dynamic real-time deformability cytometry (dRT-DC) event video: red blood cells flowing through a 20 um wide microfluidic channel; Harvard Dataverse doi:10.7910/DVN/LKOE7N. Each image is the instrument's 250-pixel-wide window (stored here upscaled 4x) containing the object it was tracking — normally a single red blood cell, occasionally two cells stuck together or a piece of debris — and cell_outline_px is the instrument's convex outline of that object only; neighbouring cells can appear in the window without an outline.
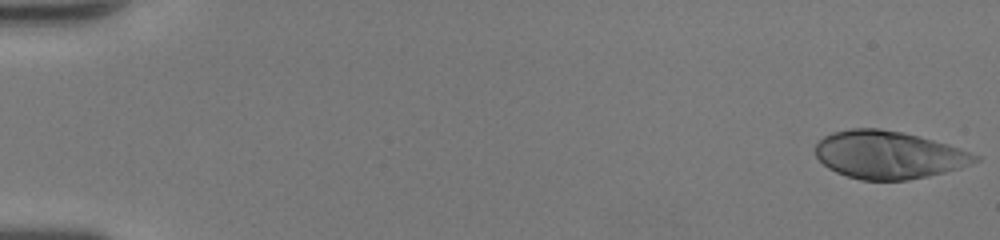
{"species": "human", "species_latin": "Homo sapiens", "temperature_condition": "room temperature", "stored_images_in_passage": 49, "camera_frame_rate_fps": 3000, "um_per_image_px": 0.085, "donor": {"sex": "female"}, "frame": {"image": 1, "passage_image": 1, "time_ms": 0.0, "image_size_px": [1000, 240], "cell_outline_px": [[980, 160], [960, 168], [928, 176], [908, 180], [860, 180], [836, 172], [828, 168], [816, 156], [816, 144], [824, 136], [832, 132], [852, 128], [880, 128], [900, 132], [948, 144], [960, 148], [980, 156]], "centroid_in_image_um": [75.53, 13.16], "position_along_channel_um": 9.5, "area_um2": 44.22}}
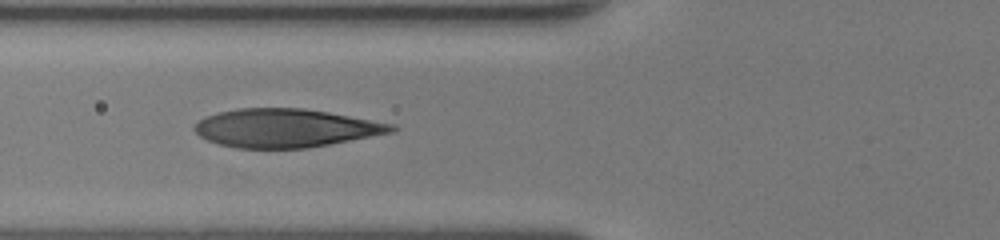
{"frame": {"image": 2, "passage_image": 20, "time_ms": 6.333, "image_size_px": [1000, 240], "cell_outline_px": [[400, 128], [396, 132], [308, 148], [236, 148], [220, 144], [208, 140], [200, 136], [192, 128], [204, 116], [216, 112], [236, 108], [304, 108], [328, 112], [396, 124]], "centroid_in_image_um": [24.32, 10.88], "position_along_channel_um": 101.5, "area_um2": 44.45}}
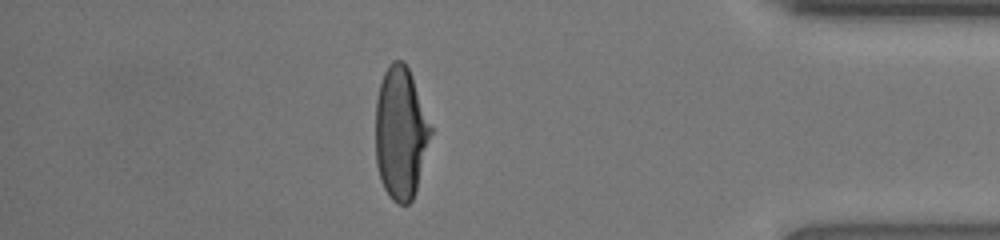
{"frame": {"image": 3, "passage_image": 43, "time_ms": 14.0, "image_size_px": [1000, 240], "cell_outline_px": [[432, 132], [416, 192], [412, 200], [408, 204], [396, 204], [392, 200], [384, 188], [380, 180], [376, 164], [376, 100], [380, 84], [384, 72], [388, 64], [392, 60], [404, 60], [412, 76], [432, 128]], "centroid_in_image_um": [34.05, 11.32], "position_along_channel_um": 401.1, "area_um2": 42.71}, "authors_computed_cell_mechanics": {"area_um2": 44.1014, "velocity_mm_per_s": 4.3295, "shape_relaxation_time_tau1_ms": 4.2731, "shape_relaxation_time_tau2_ms": null, "deformation_change_tau1": 0.2327, "deformation_change_tau2": null}}